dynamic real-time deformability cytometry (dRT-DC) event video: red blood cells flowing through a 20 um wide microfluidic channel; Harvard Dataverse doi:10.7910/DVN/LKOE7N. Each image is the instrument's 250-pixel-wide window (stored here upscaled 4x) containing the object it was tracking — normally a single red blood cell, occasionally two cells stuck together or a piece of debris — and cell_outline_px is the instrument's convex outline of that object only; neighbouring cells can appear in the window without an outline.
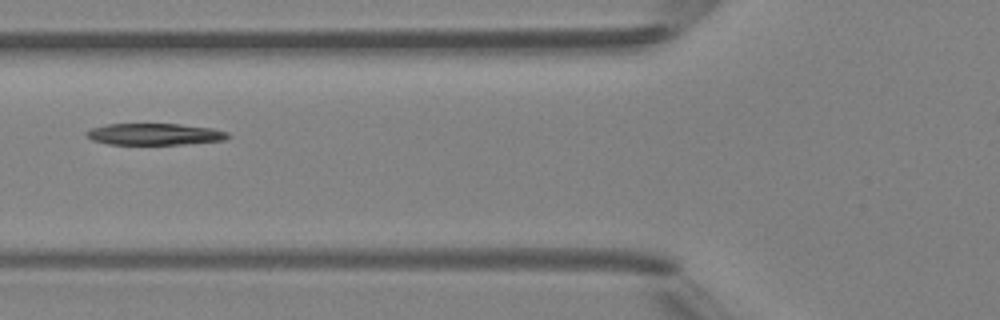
{"species": "Egyptian fruit bat (a non-hibernating species)", "species_latin": "Rousettus aegyptiacus", "temperature_condition": "room temperature", "stored_images_in_passage": 2, "camera_frame_rate_fps": 3000, "um_per_image_px": 0.085, "animal": {"sex": "female"}, "frame": {"image": 1, "passage_image": 2, "time_ms": 1.0, "image_size_px": [1000, 320], "cell_outline_px": [[232, 136], [224, 140], [184, 144], [108, 144], [92, 140], [84, 136], [84, 132], [92, 128], [108, 124], [180, 124], [212, 128], [228, 132]], "centroid_in_image_um": [13.13, 11.4], "position_along_channel_um": 112.7, "area_um2": 17.86}}